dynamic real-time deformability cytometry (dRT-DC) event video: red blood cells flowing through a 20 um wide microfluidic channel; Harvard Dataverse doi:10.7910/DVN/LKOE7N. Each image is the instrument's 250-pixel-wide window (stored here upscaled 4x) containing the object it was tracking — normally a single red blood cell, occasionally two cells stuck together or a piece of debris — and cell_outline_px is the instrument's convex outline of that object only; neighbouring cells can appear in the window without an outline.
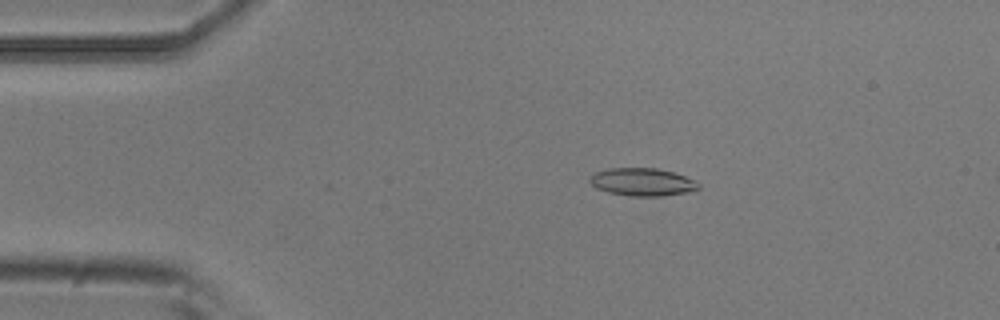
{"species": "common noctule bat (a hibernating species)", "species_latin": "Nyctalus noctula", "temperature_condition": "room temperature", "stored_images_in_passage": 4, "camera_frame_rate_fps": 3000, "um_per_image_px": 0.085, "animal": {"sex": "male", "body_mass_g": 20.5, "forearm_length_mm": 52.5}, "frame": {"image": 1, "passage_image": 2, "time_ms": 0.333, "image_size_px": [1000, 320], "cell_outline_px": [[700, 188], [696, 192], [660, 196], [628, 196], [608, 192], [596, 188], [588, 180], [596, 172], [608, 168], [656, 168], [672, 172], [696, 180], [700, 184]], "centroid_in_image_um": [54.66, 15.48], "position_along_channel_um": 30.3, "area_um2": 17.8}}